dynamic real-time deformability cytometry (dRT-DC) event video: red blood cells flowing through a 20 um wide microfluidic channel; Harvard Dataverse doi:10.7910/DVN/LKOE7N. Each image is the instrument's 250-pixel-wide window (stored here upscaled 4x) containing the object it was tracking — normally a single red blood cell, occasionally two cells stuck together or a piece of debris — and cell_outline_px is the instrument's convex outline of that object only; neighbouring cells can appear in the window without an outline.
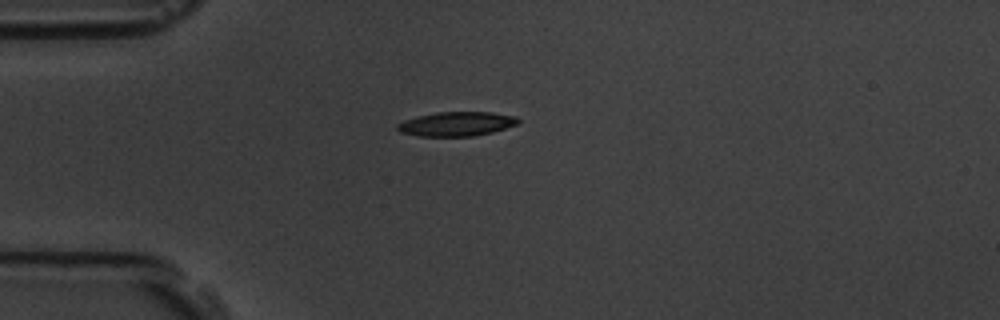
{"species": "common noctule bat (a hibernating species)", "species_latin": "Nyctalus noctula", "temperature_condition": "room temperature", "stored_images_in_passage": 7, "camera_frame_rate_fps": 3000, "um_per_image_px": 0.085, "animal": {"sex": "male", "body_mass_g": 19.5, "forearm_length_mm": 54.6}, "frame": {"image": 1, "passage_image": 1, "time_ms": 0.0, "image_size_px": [1000, 320], "cell_outline_px": [[520, 120], [516, 124], [492, 132], [472, 136], [416, 136], [400, 132], [396, 128], [396, 124], [404, 120], [416, 116], [436, 112], [492, 112], [516, 116]], "centroid_in_image_um": [38.76, 10.53], "position_along_channel_um": 46.2, "area_um2": 17.11}}
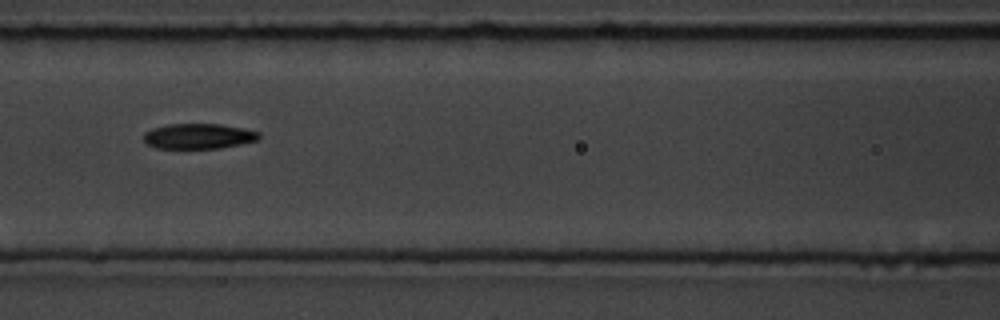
{"frame": {"image": 2, "passage_image": 4, "time_ms": 3.333, "image_size_px": [1000, 320], "cell_outline_px": [[260, 140], [220, 148], [156, 148], [148, 144], [144, 140], [144, 132], [152, 128], [168, 124], [220, 124], [244, 128], [260, 132]], "centroid_in_image_um": [16.9, 11.57], "position_along_channel_um": 149.7, "area_um2": 17.05}}
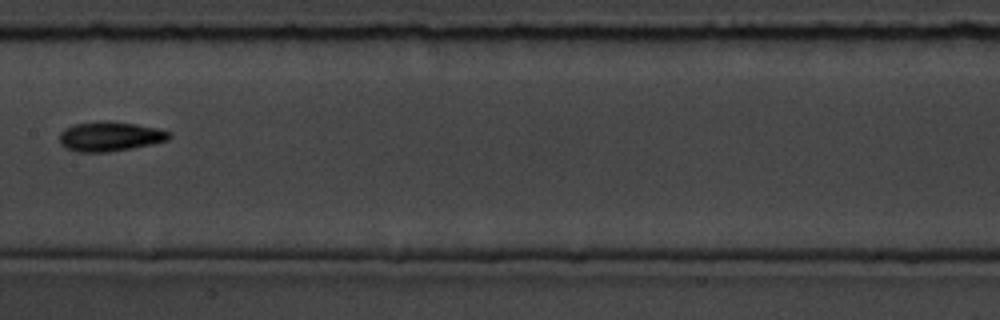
{"frame": {"image": 3, "passage_image": 5, "time_ms": 4.667, "image_size_px": [1000, 320], "cell_outline_px": [[172, 136], [168, 140], [152, 144], [132, 148], [108, 152], [76, 152], [64, 148], [60, 144], [60, 132], [64, 128], [72, 124], [104, 120], [108, 120], [136, 124], [160, 128], [172, 132]], "centroid_in_image_um": [9.35, 11.59], "position_along_channel_um": 198.1, "area_um2": 19.36}}